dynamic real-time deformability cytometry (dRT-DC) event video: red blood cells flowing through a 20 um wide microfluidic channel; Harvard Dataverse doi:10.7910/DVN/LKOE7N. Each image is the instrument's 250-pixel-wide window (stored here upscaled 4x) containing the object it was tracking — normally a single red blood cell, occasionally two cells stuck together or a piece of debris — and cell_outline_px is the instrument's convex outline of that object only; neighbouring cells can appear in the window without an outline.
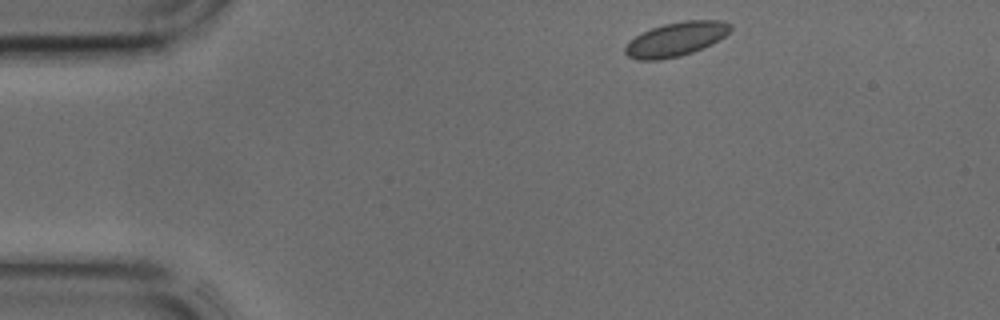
{"species": "common noctule bat (a hibernating species)", "species_latin": "Nyctalus noctula", "temperature_condition": "cold", "stored_images_in_passage": 38, "camera_frame_rate_fps": 3000, "um_per_image_px": 0.085, "animal": {"sex": "male", "body_mass_g": 17.9, "forearm_length_mm": 54.2}, "frame": {"image": 1, "passage_image": 1, "time_ms": 0.0, "image_size_px": [1000, 320], "cell_outline_px": [[732, 28], [724, 36], [712, 44], [704, 48], [680, 56], [660, 60], [636, 60], [628, 56], [624, 52], [624, 48], [636, 36], [652, 28], [664, 24], [684, 20], [720, 20], [732, 24]], "centroid_in_image_um": [57.48, 3.33], "position_along_channel_um": 27.5, "area_um2": 20.81}}
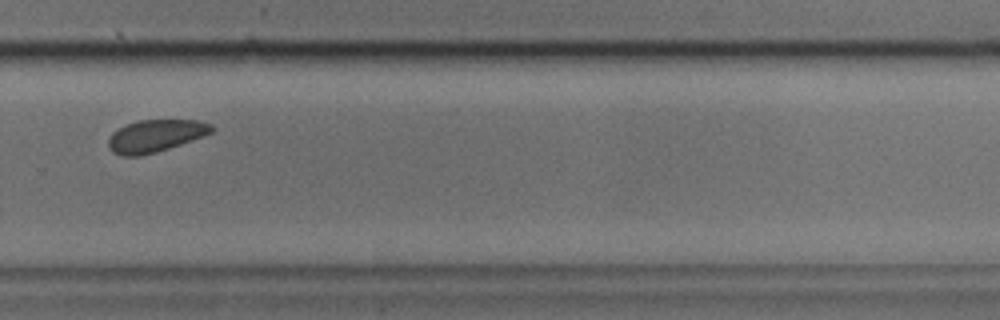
{"frame": {"image": 2, "passage_image": 24, "time_ms": 7.667, "image_size_px": [1000, 320], "cell_outline_px": [[216, 128], [212, 132], [180, 144], [156, 152], [140, 156], [120, 156], [112, 152], [108, 148], [108, 140], [112, 132], [128, 124], [140, 120], [200, 120], [212, 124]], "centroid_in_image_um": [13.2, 11.55], "position_along_channel_um": 316.6, "area_um2": 19.36}}
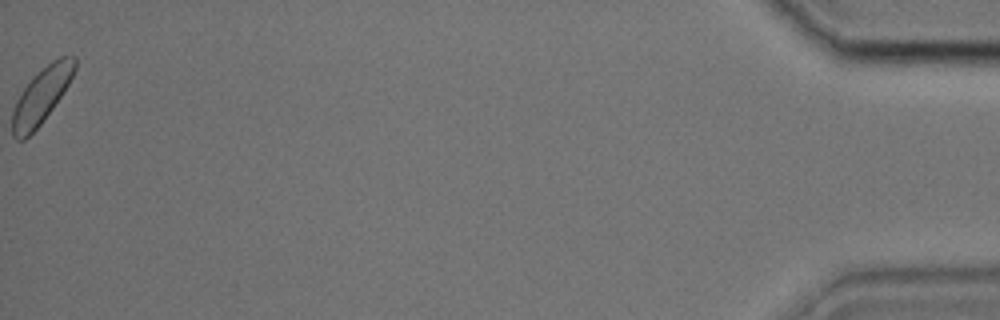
{"frame": {"image": 3, "passage_image": 38, "time_ms": 12.333, "image_size_px": [1000, 320], "cell_outline_px": [[76, 68], [68, 84], [52, 108], [40, 124], [24, 140], [16, 140], [12, 136], [12, 112], [16, 100], [24, 88], [52, 60], [60, 56], [76, 56]], "centroid_in_image_um": [3.51, 8.16], "position_along_channel_um": 431.7, "area_um2": 19.59}}